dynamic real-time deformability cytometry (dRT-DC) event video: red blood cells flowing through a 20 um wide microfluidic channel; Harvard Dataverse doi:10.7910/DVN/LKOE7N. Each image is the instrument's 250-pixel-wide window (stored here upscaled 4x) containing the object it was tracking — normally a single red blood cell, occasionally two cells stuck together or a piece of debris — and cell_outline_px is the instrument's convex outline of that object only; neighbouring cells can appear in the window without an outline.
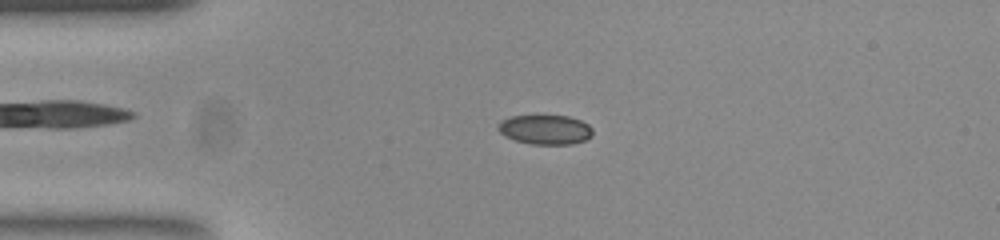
{"species": "common noctule bat (a hibernating species)", "species_latin": "Nyctalus noctula", "temperature_condition": "room temperature", "stored_images_in_passage": 52, "camera_frame_rate_fps": 3000, "um_per_image_px": 0.085, "animal": {"sex": "female", "body_mass_g": 23.0, "forearm_length_mm": 53.4}, "frame": {"image": 1, "passage_image": 12, "time_ms": 3.667, "image_size_px": [1000, 240], "cell_outline_px": [[592, 132], [584, 140], [572, 144], [532, 144], [516, 140], [500, 132], [496, 128], [500, 120], [512, 116], [568, 116], [580, 120], [588, 124], [592, 128]], "centroid_in_image_um": [46.33, 11.01], "position_along_channel_um": 38.7, "area_um2": 16.01}}
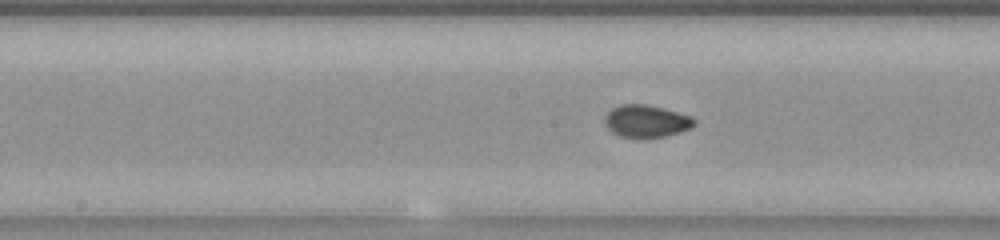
{"frame": {"image": 2, "passage_image": 26, "time_ms": 8.333, "image_size_px": [1000, 240], "cell_outline_px": [[696, 124], [680, 132], [664, 136], [640, 140], [620, 136], [612, 132], [608, 128], [604, 120], [608, 112], [612, 108], [620, 104], [648, 104], [664, 108], [688, 116], [696, 120]], "centroid_in_image_um": [54.9, 10.32], "position_along_channel_um": 193.3, "area_um2": 17.05}}
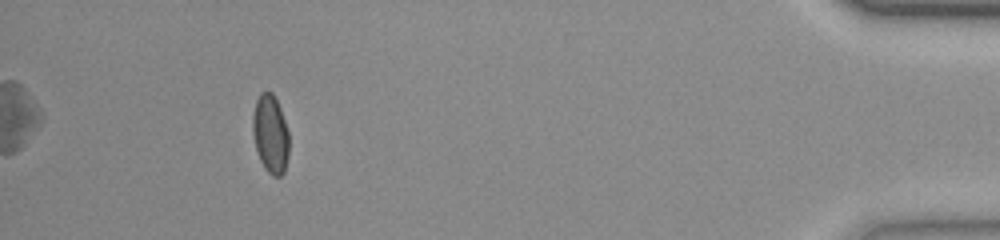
{"frame": {"image": 3, "passage_image": 48, "time_ms": 15.667, "image_size_px": [1000, 240], "cell_outline_px": [[288, 156], [284, 172], [280, 176], [272, 176], [264, 168], [260, 160], [256, 148], [252, 132], [252, 116], [256, 100], [260, 92], [272, 92], [280, 108], [288, 132]], "centroid_in_image_um": [22.97, 11.39], "position_along_channel_um": 412.2, "area_um2": 16.53}, "authors_computed_cell_mechanics": {"area_um2": 16.3574, "velocity_mm_per_s": 3.8891, "shape_relaxation_time_tau1_ms": null, "shape_relaxation_time_tau2_ms": 1.0439, "deformation_change_tau1": null, "deformation_change_tau2": 0.0386}}